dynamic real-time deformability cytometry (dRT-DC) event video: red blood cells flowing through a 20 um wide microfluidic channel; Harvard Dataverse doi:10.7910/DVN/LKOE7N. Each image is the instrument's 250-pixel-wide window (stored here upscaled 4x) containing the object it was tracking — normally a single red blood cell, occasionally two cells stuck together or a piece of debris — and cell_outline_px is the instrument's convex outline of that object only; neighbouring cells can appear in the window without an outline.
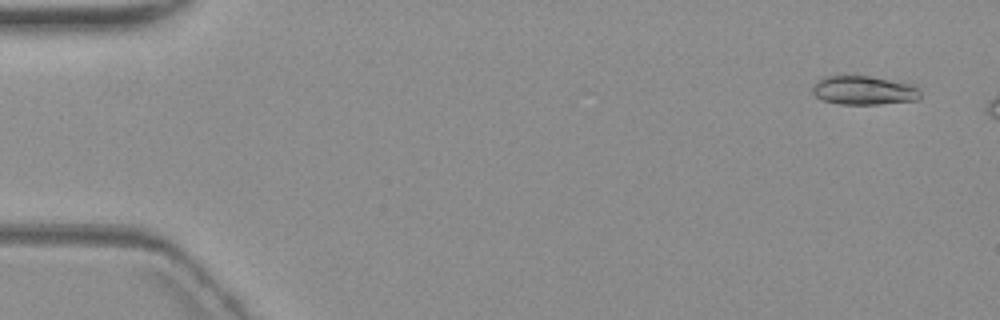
{"species": "common noctule bat (a hibernating species)", "species_latin": "Nyctalus noctula", "temperature_condition": "warm", "stored_images_in_passage": 3, "camera_frame_rate_fps": 3000, "um_per_image_px": 0.085, "animal": {"sex": "female", "body_mass_g": 19.3, "forearm_length_mm": 54.1}, "frame": {"image": 1, "passage_image": 1, "time_ms": 0.0, "image_size_px": [1000, 320], "cell_outline_px": [[920, 96], [916, 100], [880, 104], [840, 104], [820, 100], [812, 92], [812, 88], [824, 76], [868, 76], [912, 84], [920, 88]], "centroid_in_image_um": [73.44, 7.69], "position_along_channel_um": 11.6, "area_um2": 18.03}}